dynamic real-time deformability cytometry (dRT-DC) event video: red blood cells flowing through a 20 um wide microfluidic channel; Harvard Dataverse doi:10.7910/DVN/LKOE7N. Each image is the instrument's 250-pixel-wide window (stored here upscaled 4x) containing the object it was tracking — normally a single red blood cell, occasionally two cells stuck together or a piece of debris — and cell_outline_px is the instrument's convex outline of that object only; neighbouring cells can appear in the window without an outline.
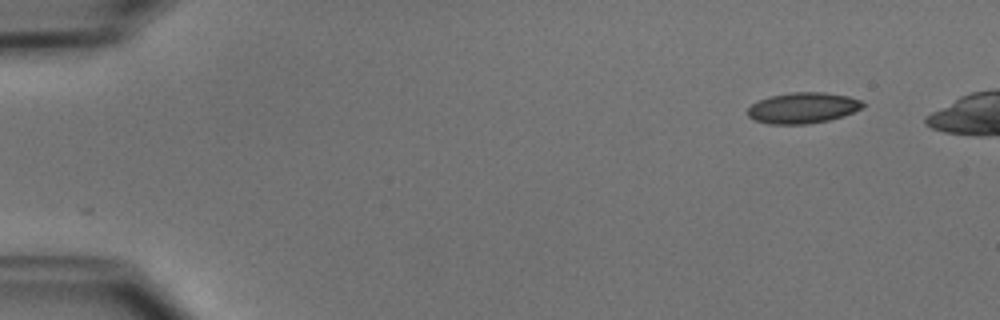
{"species": "common noctule bat (a hibernating species)", "species_latin": "Nyctalus noctula", "temperature_condition": "cold", "stored_images_in_passage": 20, "camera_frame_rate_fps": 3000, "um_per_image_px": 0.085, "animal": {"sex": "male", "body_mass_g": 15.6}, "frame": {"image": 1, "passage_image": 1, "time_ms": 0.0, "image_size_px": [1000, 320], "cell_outline_px": [[864, 104], [860, 108], [844, 116], [828, 120], [808, 124], [768, 124], [752, 120], [748, 116], [748, 108], [752, 104], [760, 100], [772, 96], [792, 92], [824, 92], [848, 96], [860, 100]], "centroid_in_image_um": [68.21, 9.18], "position_along_channel_um": 16.8, "area_um2": 20.58}}
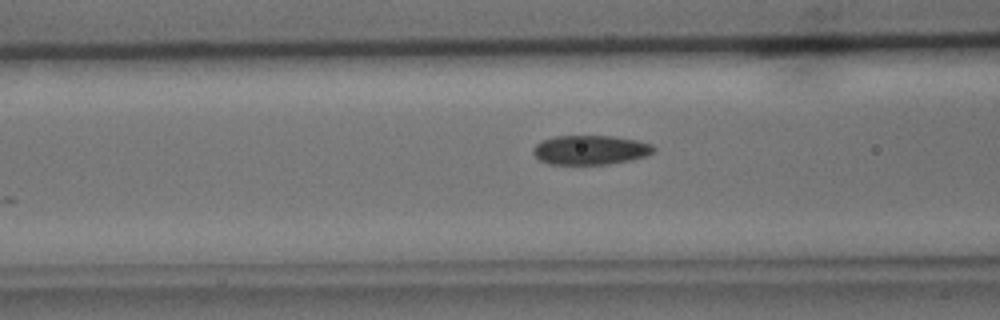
{"frame": {"image": 2, "passage_image": 17, "time_ms": 5.333, "image_size_px": [1000, 320], "cell_outline_px": [[656, 148], [652, 152], [644, 156], [628, 160], [608, 164], [548, 164], [540, 160], [532, 152], [532, 148], [540, 140], [556, 136], [612, 136], [636, 140], [652, 144]], "centroid_in_image_um": [50.13, 12.74], "position_along_channel_um": 116.5, "area_um2": 20.52}}